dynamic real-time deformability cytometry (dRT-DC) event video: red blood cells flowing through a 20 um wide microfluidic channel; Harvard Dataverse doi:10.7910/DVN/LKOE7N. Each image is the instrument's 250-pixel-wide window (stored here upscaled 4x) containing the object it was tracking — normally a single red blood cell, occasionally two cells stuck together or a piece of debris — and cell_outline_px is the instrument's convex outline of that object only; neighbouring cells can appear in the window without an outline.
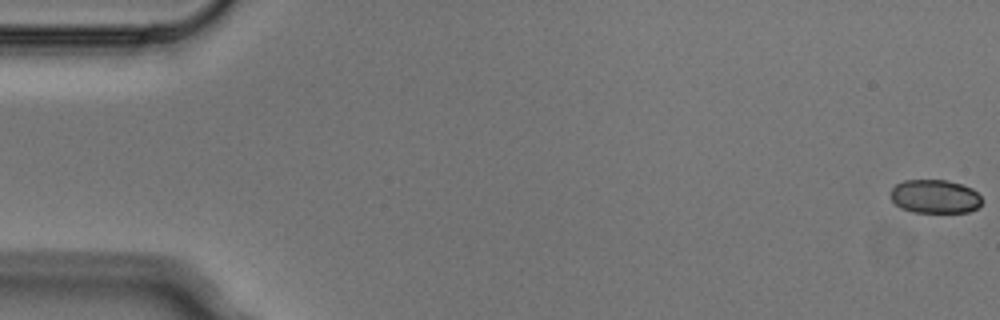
{"species": "Egyptian fruit bat (a non-hibernating species)", "species_latin": "Rousettus aegyptiacus", "temperature_condition": "cold", "stored_images_in_passage": 5, "camera_frame_rate_fps": 3000, "um_per_image_px": 0.085, "animal": {"sex": "male"}, "frame": {"image": 1, "passage_image": 1, "time_ms": 0.0, "image_size_px": [1000, 320], "cell_outline_px": [[984, 200], [980, 208], [968, 212], [912, 212], [900, 208], [892, 200], [892, 188], [896, 184], [904, 180], [944, 180], [960, 184], [972, 188]], "centroid_in_image_um": [79.51, 16.71], "position_along_channel_um": 5.5, "area_um2": 17.98}}
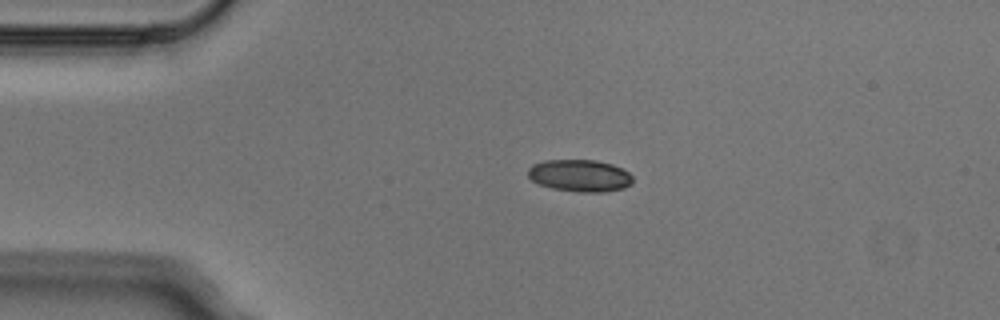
{"frame": {"image": 2, "passage_image": 4, "time_ms": 1.0, "image_size_px": [1000, 320], "cell_outline_px": [[632, 184], [624, 188], [604, 192], [580, 192], [552, 188], [540, 184], [532, 180], [528, 176], [528, 168], [532, 164], [544, 160], [596, 160], [612, 164], [628, 172], [632, 176]], "centroid_in_image_um": [49.28, 14.92], "position_along_channel_um": 35.7, "area_um2": 19.59}}
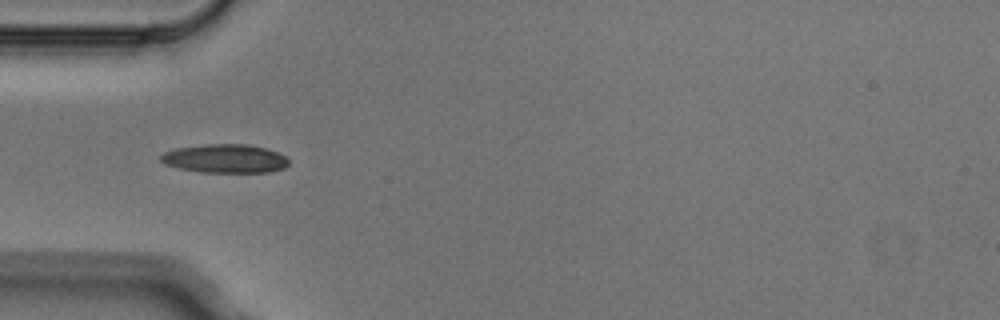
{"frame": {"image": 3, "passage_image": 5, "time_ms": 1.333, "image_size_px": [1000, 320], "cell_outline_px": [[288, 164], [284, 168], [268, 172], [200, 172], [180, 168], [164, 164], [160, 160], [160, 156], [164, 152], [176, 148], [208, 144], [244, 144], [264, 148], [276, 152], [284, 156], [288, 160]], "centroid_in_image_um": [19.1, 13.48], "position_along_channel_um": 65.9, "area_um2": 21.15}}